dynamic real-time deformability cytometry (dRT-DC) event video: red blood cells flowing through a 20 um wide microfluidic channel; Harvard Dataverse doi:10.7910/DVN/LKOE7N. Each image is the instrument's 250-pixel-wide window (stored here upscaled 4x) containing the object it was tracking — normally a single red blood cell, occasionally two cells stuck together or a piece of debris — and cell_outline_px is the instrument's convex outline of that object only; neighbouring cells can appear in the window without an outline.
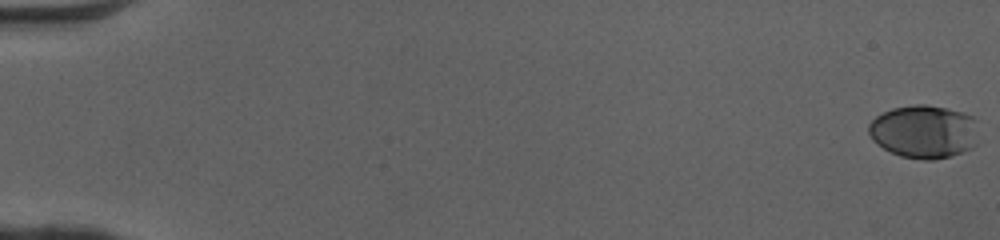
{"species": "human", "species_latin": "Homo sapiens", "temperature_condition": "cold", "stored_images_in_passage": 52, "camera_frame_rate_fps": 3000, "um_per_image_px": 0.085, "donor": {"sex": "female"}, "frame": {"image": 1, "passage_image": 1, "time_ms": 0.0, "image_size_px": [1000, 240], "cell_outline_px": [[976, 144], [972, 148], [948, 156], [932, 160], [920, 160], [900, 156], [876, 144], [872, 140], [868, 132], [868, 124], [876, 116], [892, 108], [916, 104], [924, 104], [948, 108], [964, 112], [972, 116], [976, 120]], "centroid_in_image_um": [78.52, 11.18], "position_along_channel_um": 6.5, "area_um2": 34.22}}
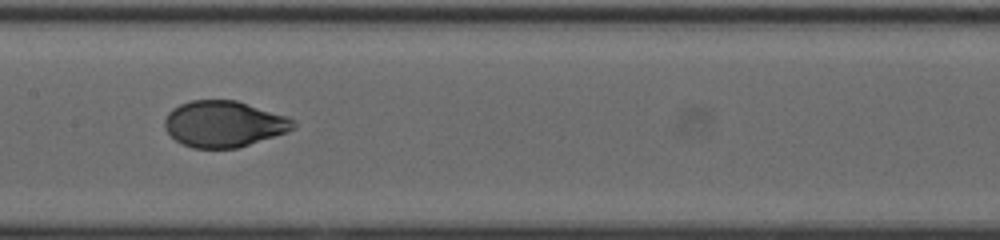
{"frame": {"image": 2, "passage_image": 28, "time_ms": 9.0, "image_size_px": [1000, 240], "cell_outline_px": [[296, 128], [288, 132], [236, 148], [192, 148], [176, 140], [164, 128], [164, 120], [168, 112], [172, 108], [180, 104], [192, 100], [236, 100], [296, 120]], "centroid_in_image_um": [19.02, 10.53], "position_along_channel_um": 188.4, "area_um2": 34.45}}
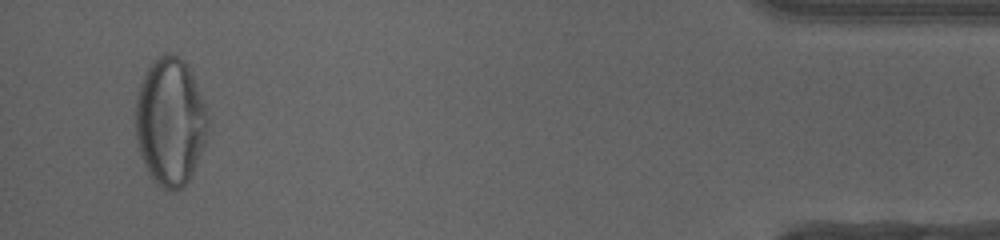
{"frame": {"image": 3, "passage_image": 50, "time_ms": 16.333, "image_size_px": [1000, 240], "cell_outline_px": [[208, 136], [192, 176], [176, 192], [172, 192], [156, 184], [148, 172], [144, 164], [136, 140], [136, 92], [144, 72], [152, 60], [164, 52], [168, 52], [184, 60], [192, 72], [204, 100], [208, 116]], "centroid_in_image_um": [14.48, 10.32], "position_along_channel_um": 420.7, "area_um2": 54.74}, "authors_computed_cell_mechanics": {"area_um2": 34.7089, "velocity_mm_per_s": 4.0955, "shape_relaxation_time_tau1_ms": 4.194, "shape_relaxation_time_tau2_ms": null, "deformation_change_tau1": 0.2109, "deformation_change_tau2": null}}